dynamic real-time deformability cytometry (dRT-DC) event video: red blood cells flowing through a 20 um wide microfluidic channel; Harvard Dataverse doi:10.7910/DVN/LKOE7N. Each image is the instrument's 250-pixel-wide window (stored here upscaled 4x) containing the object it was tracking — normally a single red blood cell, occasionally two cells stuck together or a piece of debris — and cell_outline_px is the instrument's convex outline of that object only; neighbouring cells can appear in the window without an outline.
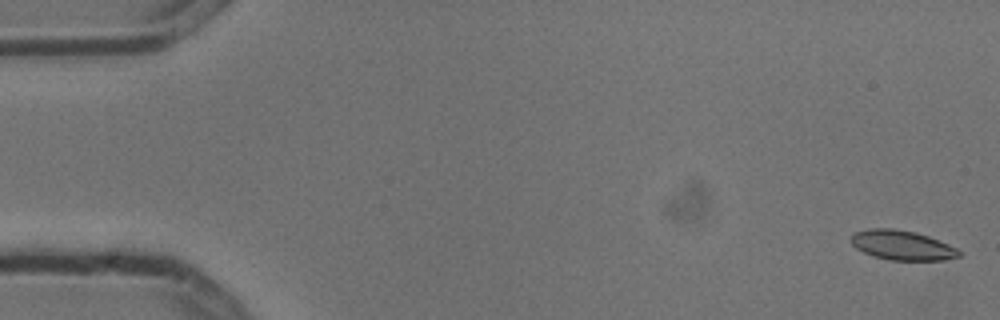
{"species": "common noctule bat (a hibernating species)", "species_latin": "Nyctalus noctula", "temperature_condition": "cold", "stored_images_in_passage": 6, "camera_frame_rate_fps": 3000, "um_per_image_px": 0.085, "animal": {"sex": "male", "body_mass_g": 13.3}, "frame": {"image": 1, "passage_image": 1, "time_ms": 0.0, "image_size_px": [1000, 320], "cell_outline_px": [[960, 256], [944, 260], [888, 260], [872, 256], [856, 248], [852, 244], [852, 232], [868, 228], [892, 228], [916, 232], [928, 236], [948, 244], [956, 248], [960, 252]], "centroid_in_image_um": [76.65, 20.84], "position_along_channel_um": 8.4, "area_um2": 18.67}}
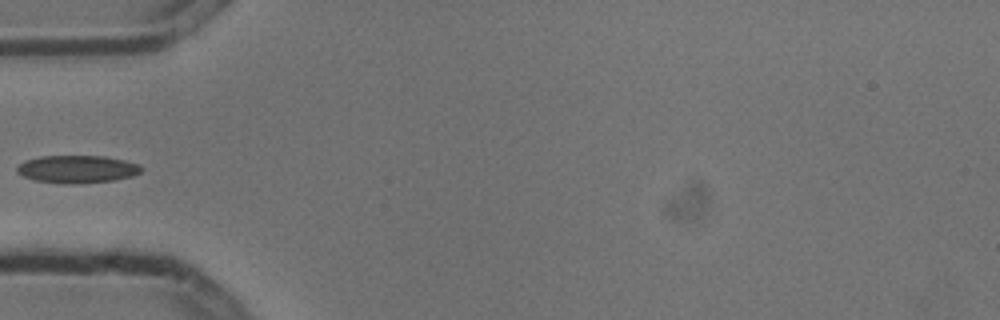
{"frame": {"image": 2, "passage_image": 5, "time_ms": 1.333, "image_size_px": [1000, 320], "cell_outline_px": [[144, 168], [140, 172], [132, 176], [112, 180], [76, 184], [64, 184], [36, 180], [24, 176], [16, 172], [16, 168], [24, 160], [40, 156], [104, 156], [124, 160], [140, 164]], "centroid_in_image_um": [6.56, 14.37], "position_along_channel_um": 78.4, "area_um2": 20.06}}
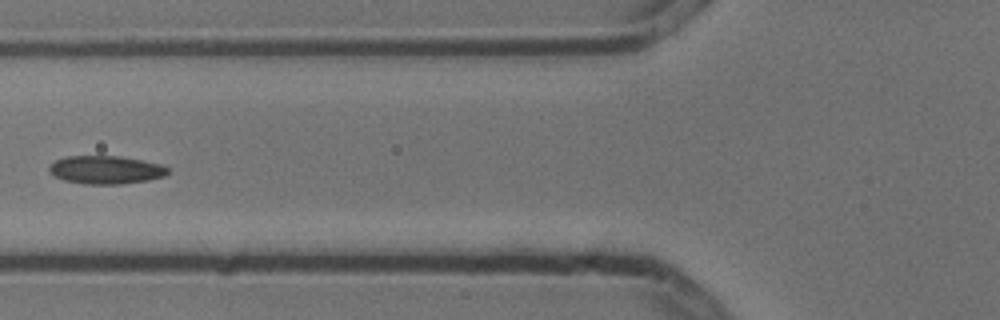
{"frame": {"image": 3, "passage_image": 6, "time_ms": 1.667, "image_size_px": [1000, 320], "cell_outline_px": [[168, 172], [164, 176], [148, 180], [120, 184], [84, 184], [64, 180], [52, 176], [48, 172], [48, 168], [56, 160], [68, 156], [120, 156], [160, 164], [168, 168]], "centroid_in_image_um": [8.95, 14.44], "position_along_channel_um": 116.8, "area_um2": 19.42}}